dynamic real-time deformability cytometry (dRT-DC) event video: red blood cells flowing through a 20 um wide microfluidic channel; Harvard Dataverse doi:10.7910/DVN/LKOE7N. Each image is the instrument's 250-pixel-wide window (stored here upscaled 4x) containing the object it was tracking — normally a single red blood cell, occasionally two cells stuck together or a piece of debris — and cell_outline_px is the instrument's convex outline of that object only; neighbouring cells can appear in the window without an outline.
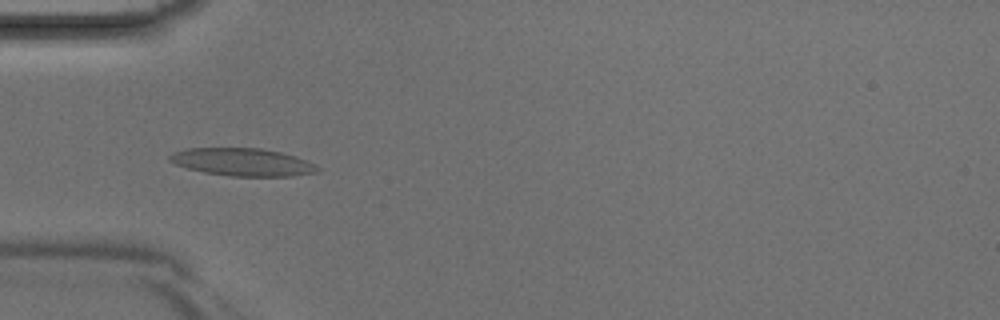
{"species": "Egyptian fruit bat (a non-hibernating species)", "species_latin": "Rousettus aegyptiacus", "temperature_condition": "room temperature", "stored_images_in_passage": 42, "camera_frame_rate_fps": 3000, "um_per_image_px": 0.085, "animal": {"sex": "male"}, "frame": {"image": 1, "passage_image": 13, "time_ms": 4.0, "image_size_px": [1000, 320], "cell_outline_px": [[320, 172], [292, 176], [232, 176], [204, 172], [188, 168], [176, 164], [168, 160], [168, 156], [172, 152], [188, 148], [260, 148], [280, 152], [296, 156], [320, 168]], "centroid_in_image_um": [20.6, 13.77], "position_along_channel_um": 64.4, "area_um2": 23.76}}
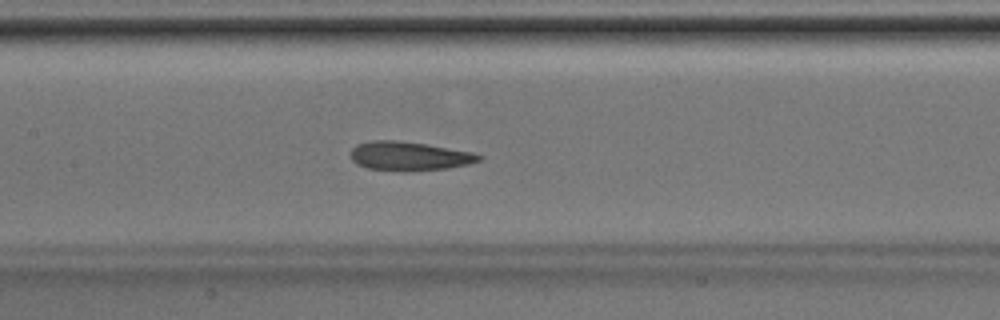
{"frame": {"image": 2, "passage_image": 20, "time_ms": 6.333, "image_size_px": [1000, 320], "cell_outline_px": [[484, 156], [480, 160], [468, 164], [448, 168], [408, 172], [400, 172], [368, 168], [356, 164], [352, 160], [352, 148], [356, 144], [372, 140], [396, 140], [424, 144], [472, 152]], "centroid_in_image_um": [34.76, 13.28], "position_along_channel_um": 172.6, "area_um2": 21.73}}
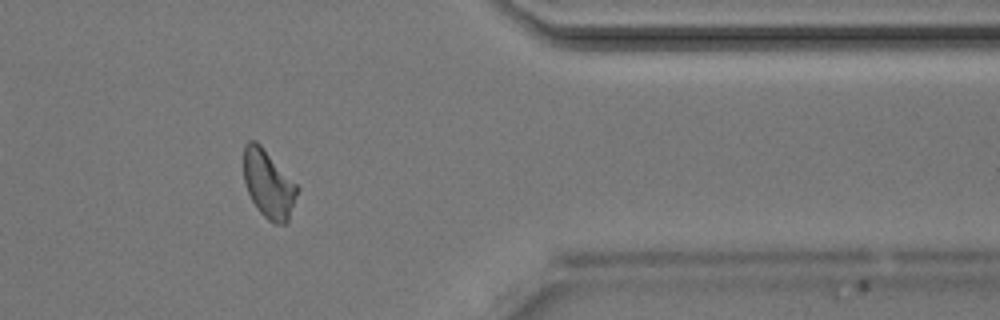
{"frame": {"image": 3, "passage_image": 35, "time_ms": 11.333, "image_size_px": [1000, 320], "cell_outline_px": [[300, 188], [288, 220], [284, 224], [272, 224], [256, 208], [248, 192], [244, 180], [244, 144], [248, 140], [256, 140], [260, 144]], "centroid_in_image_um": [22.82, 15.65], "position_along_channel_um": 388.6, "area_um2": 21.15}}